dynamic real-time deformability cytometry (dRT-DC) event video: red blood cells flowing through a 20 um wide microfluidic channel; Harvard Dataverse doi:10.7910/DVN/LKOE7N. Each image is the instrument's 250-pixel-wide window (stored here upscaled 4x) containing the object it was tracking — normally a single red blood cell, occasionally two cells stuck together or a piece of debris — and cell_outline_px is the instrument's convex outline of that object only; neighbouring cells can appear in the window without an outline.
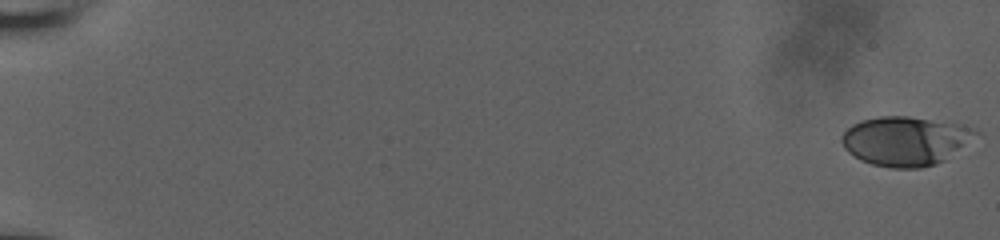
{"species": "human", "species_latin": "Homo sapiens", "temperature_condition": "room temperature", "stored_images_in_passage": 56, "camera_frame_rate_fps": 3000, "um_per_image_px": 0.085, "donor": {"sex": "male"}, "frame": {"image": 1, "passage_image": 1, "time_ms": 0.0, "image_size_px": [1000, 240], "cell_outline_px": [[984, 136], [944, 160], [936, 164], [920, 168], [892, 168], [872, 164], [860, 160], [848, 152], [844, 148], [840, 140], [840, 136], [852, 124], [860, 120], [880, 116], [908, 116], [956, 124], [980, 132]], "centroid_in_image_um": [76.99, 11.99], "position_along_channel_um": 8.0, "area_um2": 38.84}}
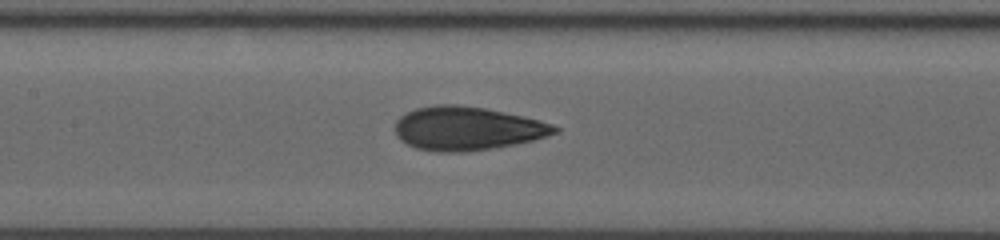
{"frame": {"image": 2, "passage_image": 30, "time_ms": 9.667, "image_size_px": [1000, 240], "cell_outline_px": [[560, 128], [556, 132], [532, 140], [516, 144], [492, 148], [464, 152], [436, 152], [416, 148], [400, 140], [396, 136], [396, 120], [400, 116], [416, 108], [436, 104], [456, 104], [484, 108], [520, 116], [552, 124]], "centroid_in_image_um": [39.64, 10.92], "position_along_channel_um": 167.8, "area_um2": 40.17}}
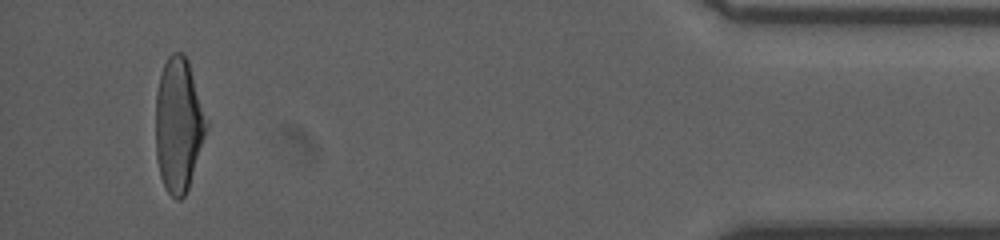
{"frame": {"image": 3, "passage_image": 54, "time_ms": 17.667, "image_size_px": [1000, 240], "cell_outline_px": [[208, 128], [188, 188], [184, 196], [180, 200], [176, 200], [164, 188], [160, 176], [156, 156], [156, 92], [160, 76], [164, 64], [168, 56], [172, 52], [180, 52], [188, 60], [208, 120]], "centroid_in_image_um": [15.18, 10.62], "position_along_channel_um": 420.0, "area_um2": 39.77}, "authors_computed_cell_mechanics": {"area_um2": 39.1595, "velocity_mm_per_s": 3.9381, "shape_relaxation_time_tau1_ms": 4.8433, "shape_relaxation_time_tau2_ms": 1.1851, "deformation_change_tau1": 0.1799, "deformation_change_tau2": 0.0739}}